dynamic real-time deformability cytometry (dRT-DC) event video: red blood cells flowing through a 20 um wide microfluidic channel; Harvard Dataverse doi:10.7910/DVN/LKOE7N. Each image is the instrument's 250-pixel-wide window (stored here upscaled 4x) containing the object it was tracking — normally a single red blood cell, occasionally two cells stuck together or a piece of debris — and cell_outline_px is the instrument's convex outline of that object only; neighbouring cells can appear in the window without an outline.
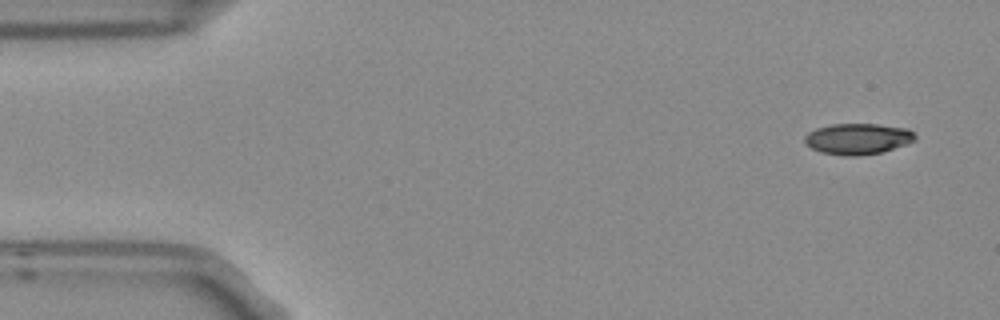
{"species": "Egyptian fruit bat (a non-hibernating species)", "species_latin": "Rousettus aegyptiacus", "temperature_condition": "room temperature", "stored_images_in_passage": 5, "camera_frame_rate_fps": 3000, "um_per_image_px": 0.085, "frame": {"image": 1, "passage_image": 1, "time_ms": 0.0, "image_size_px": [1000, 320], "cell_outline_px": [[916, 140], [884, 152], [856, 156], [848, 156], [820, 152], [804, 144], [804, 136], [808, 132], [816, 128], [832, 124], [876, 124], [908, 128], [916, 136]], "centroid_in_image_um": [72.9, 11.8], "position_along_channel_um": 12.1, "area_um2": 20.06}}